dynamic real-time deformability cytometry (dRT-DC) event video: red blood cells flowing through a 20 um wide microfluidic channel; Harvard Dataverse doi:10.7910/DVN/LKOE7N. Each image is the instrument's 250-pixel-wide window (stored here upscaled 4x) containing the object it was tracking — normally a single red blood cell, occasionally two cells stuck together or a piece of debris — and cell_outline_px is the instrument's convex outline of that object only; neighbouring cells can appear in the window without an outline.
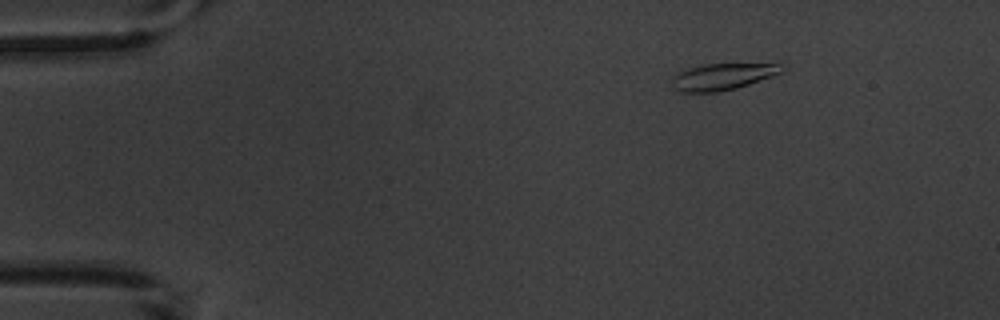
{"species": "common noctule bat (a hibernating species)", "species_latin": "Nyctalus noctula", "temperature_condition": "warm", "stored_images_in_passage": 3, "camera_frame_rate_fps": 3000, "um_per_image_px": 0.085, "animal": {"sex": "male", "body_mass_g": 20.1, "forearm_length_mm": 53.5}, "frame": {"image": 1, "passage_image": 3, "time_ms": 2.333, "image_size_px": [1000, 320], "cell_outline_px": [[788, 68], [772, 76], [736, 88], [716, 92], [680, 92], [672, 84], [672, 76], [688, 68], [704, 64], [780, 64]], "centroid_in_image_um": [61.41, 6.51], "position_along_channel_um": 23.6, "area_um2": 16.76}}